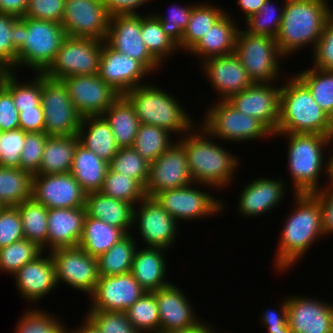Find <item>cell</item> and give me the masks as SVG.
I'll list each match as a JSON object with an SVG mask.
<instances>
[{
	"label": "cell",
	"instance_id": "61",
	"mask_svg": "<svg viewBox=\"0 0 333 333\" xmlns=\"http://www.w3.org/2000/svg\"><path fill=\"white\" fill-rule=\"evenodd\" d=\"M320 203L323 235L333 233V190L322 189L311 193Z\"/></svg>",
	"mask_w": 333,
	"mask_h": 333
},
{
	"label": "cell",
	"instance_id": "29",
	"mask_svg": "<svg viewBox=\"0 0 333 333\" xmlns=\"http://www.w3.org/2000/svg\"><path fill=\"white\" fill-rule=\"evenodd\" d=\"M163 251L166 252L167 249L141 246L134 255L131 274L148 292L159 290L171 283L165 278L168 263Z\"/></svg>",
	"mask_w": 333,
	"mask_h": 333
},
{
	"label": "cell",
	"instance_id": "14",
	"mask_svg": "<svg viewBox=\"0 0 333 333\" xmlns=\"http://www.w3.org/2000/svg\"><path fill=\"white\" fill-rule=\"evenodd\" d=\"M61 81L82 118L102 116L121 95L98 74L68 76Z\"/></svg>",
	"mask_w": 333,
	"mask_h": 333
},
{
	"label": "cell",
	"instance_id": "66",
	"mask_svg": "<svg viewBox=\"0 0 333 333\" xmlns=\"http://www.w3.org/2000/svg\"><path fill=\"white\" fill-rule=\"evenodd\" d=\"M212 327L213 326L208 324V322H205L202 320L197 326L187 329V330L165 331V332H159V333H218V331Z\"/></svg>",
	"mask_w": 333,
	"mask_h": 333
},
{
	"label": "cell",
	"instance_id": "22",
	"mask_svg": "<svg viewBox=\"0 0 333 333\" xmlns=\"http://www.w3.org/2000/svg\"><path fill=\"white\" fill-rule=\"evenodd\" d=\"M287 305L288 324L293 333H333V303L289 295Z\"/></svg>",
	"mask_w": 333,
	"mask_h": 333
},
{
	"label": "cell",
	"instance_id": "25",
	"mask_svg": "<svg viewBox=\"0 0 333 333\" xmlns=\"http://www.w3.org/2000/svg\"><path fill=\"white\" fill-rule=\"evenodd\" d=\"M173 282L155 291L160 332L187 330L197 326L201 320L194 312L188 295Z\"/></svg>",
	"mask_w": 333,
	"mask_h": 333
},
{
	"label": "cell",
	"instance_id": "19",
	"mask_svg": "<svg viewBox=\"0 0 333 333\" xmlns=\"http://www.w3.org/2000/svg\"><path fill=\"white\" fill-rule=\"evenodd\" d=\"M146 292L131 272L99 277L94 292L89 296V311L125 312Z\"/></svg>",
	"mask_w": 333,
	"mask_h": 333
},
{
	"label": "cell",
	"instance_id": "62",
	"mask_svg": "<svg viewBox=\"0 0 333 333\" xmlns=\"http://www.w3.org/2000/svg\"><path fill=\"white\" fill-rule=\"evenodd\" d=\"M45 120L42 104L34 109H21L19 112V128L24 132H44Z\"/></svg>",
	"mask_w": 333,
	"mask_h": 333
},
{
	"label": "cell",
	"instance_id": "40",
	"mask_svg": "<svg viewBox=\"0 0 333 333\" xmlns=\"http://www.w3.org/2000/svg\"><path fill=\"white\" fill-rule=\"evenodd\" d=\"M20 213L24 238L36 242L45 251L48 237V208L33 198L17 206Z\"/></svg>",
	"mask_w": 333,
	"mask_h": 333
},
{
	"label": "cell",
	"instance_id": "21",
	"mask_svg": "<svg viewBox=\"0 0 333 333\" xmlns=\"http://www.w3.org/2000/svg\"><path fill=\"white\" fill-rule=\"evenodd\" d=\"M274 83H253L227 101L238 111L263 122L273 133L280 116V89Z\"/></svg>",
	"mask_w": 333,
	"mask_h": 333
},
{
	"label": "cell",
	"instance_id": "7",
	"mask_svg": "<svg viewBox=\"0 0 333 333\" xmlns=\"http://www.w3.org/2000/svg\"><path fill=\"white\" fill-rule=\"evenodd\" d=\"M148 83L124 94L134 107L139 122L166 129L171 135L177 133L179 138L193 130L195 122L182 108L178 98L175 99L174 95L163 91L158 85Z\"/></svg>",
	"mask_w": 333,
	"mask_h": 333
},
{
	"label": "cell",
	"instance_id": "70",
	"mask_svg": "<svg viewBox=\"0 0 333 333\" xmlns=\"http://www.w3.org/2000/svg\"><path fill=\"white\" fill-rule=\"evenodd\" d=\"M331 140H332V143H333V131H332V134H331Z\"/></svg>",
	"mask_w": 333,
	"mask_h": 333
},
{
	"label": "cell",
	"instance_id": "65",
	"mask_svg": "<svg viewBox=\"0 0 333 333\" xmlns=\"http://www.w3.org/2000/svg\"><path fill=\"white\" fill-rule=\"evenodd\" d=\"M241 12L244 13V19L246 20L251 15L256 14L260 8L264 5L266 0H236Z\"/></svg>",
	"mask_w": 333,
	"mask_h": 333
},
{
	"label": "cell",
	"instance_id": "16",
	"mask_svg": "<svg viewBox=\"0 0 333 333\" xmlns=\"http://www.w3.org/2000/svg\"><path fill=\"white\" fill-rule=\"evenodd\" d=\"M193 183L189 171L187 153L178 141L149 165V176L145 185L146 197L157 193L182 188Z\"/></svg>",
	"mask_w": 333,
	"mask_h": 333
},
{
	"label": "cell",
	"instance_id": "36",
	"mask_svg": "<svg viewBox=\"0 0 333 333\" xmlns=\"http://www.w3.org/2000/svg\"><path fill=\"white\" fill-rule=\"evenodd\" d=\"M126 233L121 229L86 214L78 246L92 257L107 252Z\"/></svg>",
	"mask_w": 333,
	"mask_h": 333
},
{
	"label": "cell",
	"instance_id": "44",
	"mask_svg": "<svg viewBox=\"0 0 333 333\" xmlns=\"http://www.w3.org/2000/svg\"><path fill=\"white\" fill-rule=\"evenodd\" d=\"M170 134L158 126L140 124L132 147L151 163L175 143L172 141L174 137L170 138Z\"/></svg>",
	"mask_w": 333,
	"mask_h": 333
},
{
	"label": "cell",
	"instance_id": "56",
	"mask_svg": "<svg viewBox=\"0 0 333 333\" xmlns=\"http://www.w3.org/2000/svg\"><path fill=\"white\" fill-rule=\"evenodd\" d=\"M23 238L22 220L17 207H0V248Z\"/></svg>",
	"mask_w": 333,
	"mask_h": 333
},
{
	"label": "cell",
	"instance_id": "17",
	"mask_svg": "<svg viewBox=\"0 0 333 333\" xmlns=\"http://www.w3.org/2000/svg\"><path fill=\"white\" fill-rule=\"evenodd\" d=\"M133 210V227L146 247L172 248L178 234V222L152 197H145Z\"/></svg>",
	"mask_w": 333,
	"mask_h": 333
},
{
	"label": "cell",
	"instance_id": "18",
	"mask_svg": "<svg viewBox=\"0 0 333 333\" xmlns=\"http://www.w3.org/2000/svg\"><path fill=\"white\" fill-rule=\"evenodd\" d=\"M110 15L102 0H65L61 25L67 36L104 41Z\"/></svg>",
	"mask_w": 333,
	"mask_h": 333
},
{
	"label": "cell",
	"instance_id": "51",
	"mask_svg": "<svg viewBox=\"0 0 333 333\" xmlns=\"http://www.w3.org/2000/svg\"><path fill=\"white\" fill-rule=\"evenodd\" d=\"M194 3L184 6H178L173 4L168 9L167 16L164 14L152 13L161 24L163 31L166 35L179 46L182 41L183 32L189 22V18L194 7Z\"/></svg>",
	"mask_w": 333,
	"mask_h": 333
},
{
	"label": "cell",
	"instance_id": "43",
	"mask_svg": "<svg viewBox=\"0 0 333 333\" xmlns=\"http://www.w3.org/2000/svg\"><path fill=\"white\" fill-rule=\"evenodd\" d=\"M16 75L15 72L7 71L1 84L12 94L18 112L21 109H34L41 103L42 73H35L34 78L25 83L20 82Z\"/></svg>",
	"mask_w": 333,
	"mask_h": 333
},
{
	"label": "cell",
	"instance_id": "41",
	"mask_svg": "<svg viewBox=\"0 0 333 333\" xmlns=\"http://www.w3.org/2000/svg\"><path fill=\"white\" fill-rule=\"evenodd\" d=\"M141 37L147 50L161 65L164 64L163 61L166 58L173 56L179 50L178 46L163 31L160 21L152 12L149 15L141 14Z\"/></svg>",
	"mask_w": 333,
	"mask_h": 333
},
{
	"label": "cell",
	"instance_id": "64",
	"mask_svg": "<svg viewBox=\"0 0 333 333\" xmlns=\"http://www.w3.org/2000/svg\"><path fill=\"white\" fill-rule=\"evenodd\" d=\"M27 6L28 0H0V12L18 18L24 17Z\"/></svg>",
	"mask_w": 333,
	"mask_h": 333
},
{
	"label": "cell",
	"instance_id": "38",
	"mask_svg": "<svg viewBox=\"0 0 333 333\" xmlns=\"http://www.w3.org/2000/svg\"><path fill=\"white\" fill-rule=\"evenodd\" d=\"M32 177L21 168L0 166V207H17L32 198Z\"/></svg>",
	"mask_w": 333,
	"mask_h": 333
},
{
	"label": "cell",
	"instance_id": "55",
	"mask_svg": "<svg viewBox=\"0 0 333 333\" xmlns=\"http://www.w3.org/2000/svg\"><path fill=\"white\" fill-rule=\"evenodd\" d=\"M26 133L20 128L0 132V166L20 167Z\"/></svg>",
	"mask_w": 333,
	"mask_h": 333
},
{
	"label": "cell",
	"instance_id": "28",
	"mask_svg": "<svg viewBox=\"0 0 333 333\" xmlns=\"http://www.w3.org/2000/svg\"><path fill=\"white\" fill-rule=\"evenodd\" d=\"M85 207L48 209L47 252L59 247H76L81 239Z\"/></svg>",
	"mask_w": 333,
	"mask_h": 333
},
{
	"label": "cell",
	"instance_id": "24",
	"mask_svg": "<svg viewBox=\"0 0 333 333\" xmlns=\"http://www.w3.org/2000/svg\"><path fill=\"white\" fill-rule=\"evenodd\" d=\"M201 61L200 65L206 74L205 77L212 88L218 92L216 94V97L219 96L218 101L228 100L253 84L246 69L234 53Z\"/></svg>",
	"mask_w": 333,
	"mask_h": 333
},
{
	"label": "cell",
	"instance_id": "20",
	"mask_svg": "<svg viewBox=\"0 0 333 333\" xmlns=\"http://www.w3.org/2000/svg\"><path fill=\"white\" fill-rule=\"evenodd\" d=\"M32 198L48 209L85 207L86 193L71 173L34 175Z\"/></svg>",
	"mask_w": 333,
	"mask_h": 333
},
{
	"label": "cell",
	"instance_id": "8",
	"mask_svg": "<svg viewBox=\"0 0 333 333\" xmlns=\"http://www.w3.org/2000/svg\"><path fill=\"white\" fill-rule=\"evenodd\" d=\"M209 105L200 125L218 141L241 143L274 136L263 122L238 111L227 100L216 99Z\"/></svg>",
	"mask_w": 333,
	"mask_h": 333
},
{
	"label": "cell",
	"instance_id": "11",
	"mask_svg": "<svg viewBox=\"0 0 333 333\" xmlns=\"http://www.w3.org/2000/svg\"><path fill=\"white\" fill-rule=\"evenodd\" d=\"M199 185L201 184L192 183L182 188L165 190L153 198L179 223L181 220L191 221L221 214L225 209V202L219 201L207 191H202Z\"/></svg>",
	"mask_w": 333,
	"mask_h": 333
},
{
	"label": "cell",
	"instance_id": "1",
	"mask_svg": "<svg viewBox=\"0 0 333 333\" xmlns=\"http://www.w3.org/2000/svg\"><path fill=\"white\" fill-rule=\"evenodd\" d=\"M293 195L295 206L282 226L277 253L273 258L278 272L294 267L308 253L310 246L324 237L319 201L311 193Z\"/></svg>",
	"mask_w": 333,
	"mask_h": 333
},
{
	"label": "cell",
	"instance_id": "3",
	"mask_svg": "<svg viewBox=\"0 0 333 333\" xmlns=\"http://www.w3.org/2000/svg\"><path fill=\"white\" fill-rule=\"evenodd\" d=\"M283 18L275 40L286 58L312 44L313 50L333 13L328 0H284Z\"/></svg>",
	"mask_w": 333,
	"mask_h": 333
},
{
	"label": "cell",
	"instance_id": "49",
	"mask_svg": "<svg viewBox=\"0 0 333 333\" xmlns=\"http://www.w3.org/2000/svg\"><path fill=\"white\" fill-rule=\"evenodd\" d=\"M276 7V3L272 0H266L260 10L244 20L247 33L253 35H265L276 38L280 30L283 8ZM280 10V11H279Z\"/></svg>",
	"mask_w": 333,
	"mask_h": 333
},
{
	"label": "cell",
	"instance_id": "10",
	"mask_svg": "<svg viewBox=\"0 0 333 333\" xmlns=\"http://www.w3.org/2000/svg\"><path fill=\"white\" fill-rule=\"evenodd\" d=\"M103 42L93 38L66 36L54 61L43 74L55 80L98 74Z\"/></svg>",
	"mask_w": 333,
	"mask_h": 333
},
{
	"label": "cell",
	"instance_id": "6",
	"mask_svg": "<svg viewBox=\"0 0 333 333\" xmlns=\"http://www.w3.org/2000/svg\"><path fill=\"white\" fill-rule=\"evenodd\" d=\"M288 140V168L294 194L313 193L322 190L320 175L326 174V155L323 153L332 145L331 137L321 134L275 132V136ZM325 147V148H324ZM325 158V159H324Z\"/></svg>",
	"mask_w": 333,
	"mask_h": 333
},
{
	"label": "cell",
	"instance_id": "47",
	"mask_svg": "<svg viewBox=\"0 0 333 333\" xmlns=\"http://www.w3.org/2000/svg\"><path fill=\"white\" fill-rule=\"evenodd\" d=\"M43 252L34 241L23 238L8 246L0 248V272L11 277L26 263H29Z\"/></svg>",
	"mask_w": 333,
	"mask_h": 333
},
{
	"label": "cell",
	"instance_id": "45",
	"mask_svg": "<svg viewBox=\"0 0 333 333\" xmlns=\"http://www.w3.org/2000/svg\"><path fill=\"white\" fill-rule=\"evenodd\" d=\"M99 192L108 197L130 203L134 207L146 197L145 188L137 180L113 172L109 168Z\"/></svg>",
	"mask_w": 333,
	"mask_h": 333
},
{
	"label": "cell",
	"instance_id": "9",
	"mask_svg": "<svg viewBox=\"0 0 333 333\" xmlns=\"http://www.w3.org/2000/svg\"><path fill=\"white\" fill-rule=\"evenodd\" d=\"M239 29L234 54L246 69L253 83H277L281 71V54L275 38L253 35ZM281 60V61H280Z\"/></svg>",
	"mask_w": 333,
	"mask_h": 333
},
{
	"label": "cell",
	"instance_id": "13",
	"mask_svg": "<svg viewBox=\"0 0 333 333\" xmlns=\"http://www.w3.org/2000/svg\"><path fill=\"white\" fill-rule=\"evenodd\" d=\"M55 264L56 283L91 295L99 280L98 262L79 246L59 247L50 250Z\"/></svg>",
	"mask_w": 333,
	"mask_h": 333
},
{
	"label": "cell",
	"instance_id": "54",
	"mask_svg": "<svg viewBox=\"0 0 333 333\" xmlns=\"http://www.w3.org/2000/svg\"><path fill=\"white\" fill-rule=\"evenodd\" d=\"M19 18L0 12V65L11 71L17 63V50L14 48V23Z\"/></svg>",
	"mask_w": 333,
	"mask_h": 333
},
{
	"label": "cell",
	"instance_id": "52",
	"mask_svg": "<svg viewBox=\"0 0 333 333\" xmlns=\"http://www.w3.org/2000/svg\"><path fill=\"white\" fill-rule=\"evenodd\" d=\"M49 135L45 132H29L25 134L24 147L21 153L20 167L32 176L38 173L42 161L45 142Z\"/></svg>",
	"mask_w": 333,
	"mask_h": 333
},
{
	"label": "cell",
	"instance_id": "26",
	"mask_svg": "<svg viewBox=\"0 0 333 333\" xmlns=\"http://www.w3.org/2000/svg\"><path fill=\"white\" fill-rule=\"evenodd\" d=\"M45 252L23 265L13 275L19 294L33 305L58 287L55 264L50 253Z\"/></svg>",
	"mask_w": 333,
	"mask_h": 333
},
{
	"label": "cell",
	"instance_id": "68",
	"mask_svg": "<svg viewBox=\"0 0 333 333\" xmlns=\"http://www.w3.org/2000/svg\"><path fill=\"white\" fill-rule=\"evenodd\" d=\"M328 155L329 156H327L326 158L327 161H326V175H325L328 181L322 189L333 190V149L331 152H329Z\"/></svg>",
	"mask_w": 333,
	"mask_h": 333
},
{
	"label": "cell",
	"instance_id": "59",
	"mask_svg": "<svg viewBox=\"0 0 333 333\" xmlns=\"http://www.w3.org/2000/svg\"><path fill=\"white\" fill-rule=\"evenodd\" d=\"M277 309H266L260 316V322L264 324L267 333H293L287 318V296ZM277 310V311H276Z\"/></svg>",
	"mask_w": 333,
	"mask_h": 333
},
{
	"label": "cell",
	"instance_id": "67",
	"mask_svg": "<svg viewBox=\"0 0 333 333\" xmlns=\"http://www.w3.org/2000/svg\"><path fill=\"white\" fill-rule=\"evenodd\" d=\"M83 318L82 324L76 330L72 329L68 333H102L86 316Z\"/></svg>",
	"mask_w": 333,
	"mask_h": 333
},
{
	"label": "cell",
	"instance_id": "60",
	"mask_svg": "<svg viewBox=\"0 0 333 333\" xmlns=\"http://www.w3.org/2000/svg\"><path fill=\"white\" fill-rule=\"evenodd\" d=\"M19 129V112L12 94L0 84V132Z\"/></svg>",
	"mask_w": 333,
	"mask_h": 333
},
{
	"label": "cell",
	"instance_id": "33",
	"mask_svg": "<svg viewBox=\"0 0 333 333\" xmlns=\"http://www.w3.org/2000/svg\"><path fill=\"white\" fill-rule=\"evenodd\" d=\"M108 163L80 143L74 152L70 173L86 194L99 192L108 169Z\"/></svg>",
	"mask_w": 333,
	"mask_h": 333
},
{
	"label": "cell",
	"instance_id": "63",
	"mask_svg": "<svg viewBox=\"0 0 333 333\" xmlns=\"http://www.w3.org/2000/svg\"><path fill=\"white\" fill-rule=\"evenodd\" d=\"M150 0H102L105 8L110 16L140 14L137 12L140 6L148 4Z\"/></svg>",
	"mask_w": 333,
	"mask_h": 333
},
{
	"label": "cell",
	"instance_id": "30",
	"mask_svg": "<svg viewBox=\"0 0 333 333\" xmlns=\"http://www.w3.org/2000/svg\"><path fill=\"white\" fill-rule=\"evenodd\" d=\"M236 23L226 12L189 52L203 60L233 54L239 31Z\"/></svg>",
	"mask_w": 333,
	"mask_h": 333
},
{
	"label": "cell",
	"instance_id": "48",
	"mask_svg": "<svg viewBox=\"0 0 333 333\" xmlns=\"http://www.w3.org/2000/svg\"><path fill=\"white\" fill-rule=\"evenodd\" d=\"M150 163L133 147L119 148L117 154L108 163V168L137 180L144 188L149 176Z\"/></svg>",
	"mask_w": 333,
	"mask_h": 333
},
{
	"label": "cell",
	"instance_id": "32",
	"mask_svg": "<svg viewBox=\"0 0 333 333\" xmlns=\"http://www.w3.org/2000/svg\"><path fill=\"white\" fill-rule=\"evenodd\" d=\"M77 136L82 146L107 163L119 150L112 129L103 116L83 117Z\"/></svg>",
	"mask_w": 333,
	"mask_h": 333
},
{
	"label": "cell",
	"instance_id": "58",
	"mask_svg": "<svg viewBox=\"0 0 333 333\" xmlns=\"http://www.w3.org/2000/svg\"><path fill=\"white\" fill-rule=\"evenodd\" d=\"M65 0H28L24 17L61 23Z\"/></svg>",
	"mask_w": 333,
	"mask_h": 333
},
{
	"label": "cell",
	"instance_id": "57",
	"mask_svg": "<svg viewBox=\"0 0 333 333\" xmlns=\"http://www.w3.org/2000/svg\"><path fill=\"white\" fill-rule=\"evenodd\" d=\"M312 53L313 67L333 70V13L328 17Z\"/></svg>",
	"mask_w": 333,
	"mask_h": 333
},
{
	"label": "cell",
	"instance_id": "34",
	"mask_svg": "<svg viewBox=\"0 0 333 333\" xmlns=\"http://www.w3.org/2000/svg\"><path fill=\"white\" fill-rule=\"evenodd\" d=\"M78 143L77 135L49 136L45 142L42 161L36 175L70 173Z\"/></svg>",
	"mask_w": 333,
	"mask_h": 333
},
{
	"label": "cell",
	"instance_id": "39",
	"mask_svg": "<svg viewBox=\"0 0 333 333\" xmlns=\"http://www.w3.org/2000/svg\"><path fill=\"white\" fill-rule=\"evenodd\" d=\"M135 239L132 233H128L97 258L99 277L131 272L133 258L139 246Z\"/></svg>",
	"mask_w": 333,
	"mask_h": 333
},
{
	"label": "cell",
	"instance_id": "53",
	"mask_svg": "<svg viewBox=\"0 0 333 333\" xmlns=\"http://www.w3.org/2000/svg\"><path fill=\"white\" fill-rule=\"evenodd\" d=\"M85 315L102 333H139L125 312L87 311Z\"/></svg>",
	"mask_w": 333,
	"mask_h": 333
},
{
	"label": "cell",
	"instance_id": "37",
	"mask_svg": "<svg viewBox=\"0 0 333 333\" xmlns=\"http://www.w3.org/2000/svg\"><path fill=\"white\" fill-rule=\"evenodd\" d=\"M225 13L218 5L195 3L178 49L189 52Z\"/></svg>",
	"mask_w": 333,
	"mask_h": 333
},
{
	"label": "cell",
	"instance_id": "12",
	"mask_svg": "<svg viewBox=\"0 0 333 333\" xmlns=\"http://www.w3.org/2000/svg\"><path fill=\"white\" fill-rule=\"evenodd\" d=\"M41 104L44 112V132L49 136L77 135L82 117L75 109L61 80L42 73Z\"/></svg>",
	"mask_w": 333,
	"mask_h": 333
},
{
	"label": "cell",
	"instance_id": "27",
	"mask_svg": "<svg viewBox=\"0 0 333 333\" xmlns=\"http://www.w3.org/2000/svg\"><path fill=\"white\" fill-rule=\"evenodd\" d=\"M286 184L279 178L269 179L261 176L247 184L239 193L238 213L239 216L256 218L279 207L286 193Z\"/></svg>",
	"mask_w": 333,
	"mask_h": 333
},
{
	"label": "cell",
	"instance_id": "42",
	"mask_svg": "<svg viewBox=\"0 0 333 333\" xmlns=\"http://www.w3.org/2000/svg\"><path fill=\"white\" fill-rule=\"evenodd\" d=\"M295 75L308 87L315 102L333 120V70L311 67Z\"/></svg>",
	"mask_w": 333,
	"mask_h": 333
},
{
	"label": "cell",
	"instance_id": "35",
	"mask_svg": "<svg viewBox=\"0 0 333 333\" xmlns=\"http://www.w3.org/2000/svg\"><path fill=\"white\" fill-rule=\"evenodd\" d=\"M102 116L109 123L118 147H132L141 123L127 98L120 95Z\"/></svg>",
	"mask_w": 333,
	"mask_h": 333
},
{
	"label": "cell",
	"instance_id": "5",
	"mask_svg": "<svg viewBox=\"0 0 333 333\" xmlns=\"http://www.w3.org/2000/svg\"><path fill=\"white\" fill-rule=\"evenodd\" d=\"M333 120L315 102L308 87L293 74L280 89L276 132L321 134L331 137Z\"/></svg>",
	"mask_w": 333,
	"mask_h": 333
},
{
	"label": "cell",
	"instance_id": "4",
	"mask_svg": "<svg viewBox=\"0 0 333 333\" xmlns=\"http://www.w3.org/2000/svg\"><path fill=\"white\" fill-rule=\"evenodd\" d=\"M66 36L61 23L28 17L19 18L14 23L17 63L11 71L16 73L15 70L25 66L34 73H43L54 61Z\"/></svg>",
	"mask_w": 333,
	"mask_h": 333
},
{
	"label": "cell",
	"instance_id": "31",
	"mask_svg": "<svg viewBox=\"0 0 333 333\" xmlns=\"http://www.w3.org/2000/svg\"><path fill=\"white\" fill-rule=\"evenodd\" d=\"M85 209L88 216L121 228L126 234L136 229H133L134 206L125 201L92 192L86 194Z\"/></svg>",
	"mask_w": 333,
	"mask_h": 333
},
{
	"label": "cell",
	"instance_id": "69",
	"mask_svg": "<svg viewBox=\"0 0 333 333\" xmlns=\"http://www.w3.org/2000/svg\"><path fill=\"white\" fill-rule=\"evenodd\" d=\"M7 72V70L0 65V84L2 82L4 74Z\"/></svg>",
	"mask_w": 333,
	"mask_h": 333
},
{
	"label": "cell",
	"instance_id": "2",
	"mask_svg": "<svg viewBox=\"0 0 333 333\" xmlns=\"http://www.w3.org/2000/svg\"><path fill=\"white\" fill-rule=\"evenodd\" d=\"M178 139L187 153L193 183L216 190L230 186L239 168L240 158L214 142L215 139L201 125Z\"/></svg>",
	"mask_w": 333,
	"mask_h": 333
},
{
	"label": "cell",
	"instance_id": "46",
	"mask_svg": "<svg viewBox=\"0 0 333 333\" xmlns=\"http://www.w3.org/2000/svg\"><path fill=\"white\" fill-rule=\"evenodd\" d=\"M127 318L139 333H159L160 318L155 291L146 292L125 311Z\"/></svg>",
	"mask_w": 333,
	"mask_h": 333
},
{
	"label": "cell",
	"instance_id": "50",
	"mask_svg": "<svg viewBox=\"0 0 333 333\" xmlns=\"http://www.w3.org/2000/svg\"><path fill=\"white\" fill-rule=\"evenodd\" d=\"M21 315L14 333H68L65 323L41 308H29Z\"/></svg>",
	"mask_w": 333,
	"mask_h": 333
},
{
	"label": "cell",
	"instance_id": "15",
	"mask_svg": "<svg viewBox=\"0 0 333 333\" xmlns=\"http://www.w3.org/2000/svg\"><path fill=\"white\" fill-rule=\"evenodd\" d=\"M104 42L117 52L139 61L151 74L162 66L142 40L141 14L110 16Z\"/></svg>",
	"mask_w": 333,
	"mask_h": 333
},
{
	"label": "cell",
	"instance_id": "23",
	"mask_svg": "<svg viewBox=\"0 0 333 333\" xmlns=\"http://www.w3.org/2000/svg\"><path fill=\"white\" fill-rule=\"evenodd\" d=\"M149 74L139 61L117 52L103 42L98 75L121 95L146 84L142 80Z\"/></svg>",
	"mask_w": 333,
	"mask_h": 333
}]
</instances>
